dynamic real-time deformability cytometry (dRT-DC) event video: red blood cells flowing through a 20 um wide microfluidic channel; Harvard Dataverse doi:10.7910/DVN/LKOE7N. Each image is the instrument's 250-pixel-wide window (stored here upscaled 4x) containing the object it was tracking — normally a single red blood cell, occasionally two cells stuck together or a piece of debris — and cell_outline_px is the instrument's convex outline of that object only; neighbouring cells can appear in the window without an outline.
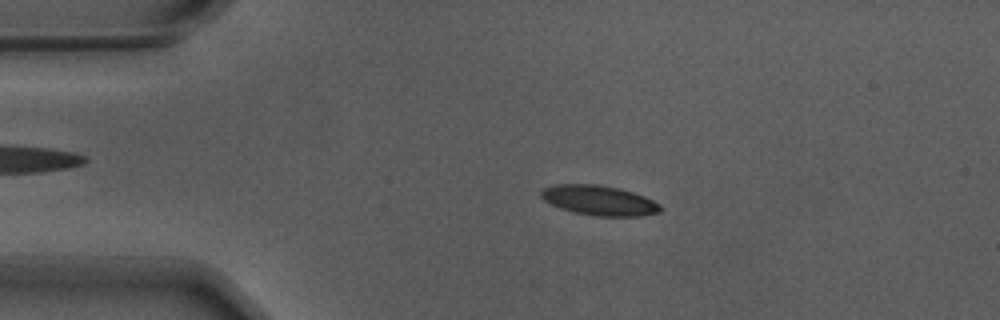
{"species": "Egyptian fruit bat (a non-hibernating species)", "species_latin": "Rousettus aegyptiacus", "temperature_condition": "warm", "stored_images_in_passage": 38, "camera_frame_rate_fps": 3000, "um_per_image_px": 0.085, "animal": {"sex": "male"}, "frame": {"image": 1, "passage_image": 11, "time_ms": 3.333, "image_size_px": [1000, 320], "cell_outline_px": [[660, 212], [640, 216], [596, 216], [572, 212], [560, 208], [544, 200], [540, 196], [540, 192], [544, 188], [556, 184], [596, 184], [620, 188], [644, 196], [660, 204]], "centroid_in_image_um": [50.91, 17.03], "position_along_channel_um": 34.1, "area_um2": 20.75}}
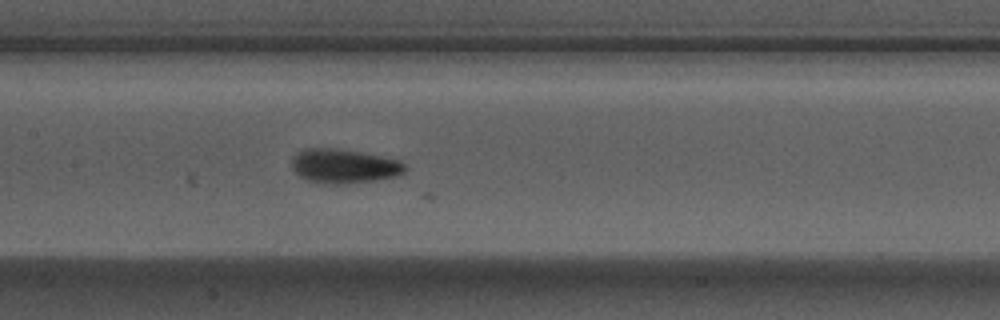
{"frame": {"image": 2, "passage_image": 26, "time_ms": 8.333, "image_size_px": [1000, 320], "cell_outline_px": [[408, 168], [400, 176], [376, 180], [344, 184], [316, 184], [300, 176], [292, 168], [292, 156], [296, 152], [308, 148], [336, 148], [360, 152], [400, 160]], "centroid_in_image_um": [29.24, 14.13], "position_along_channel_um": 178.2, "area_um2": 22.89}}
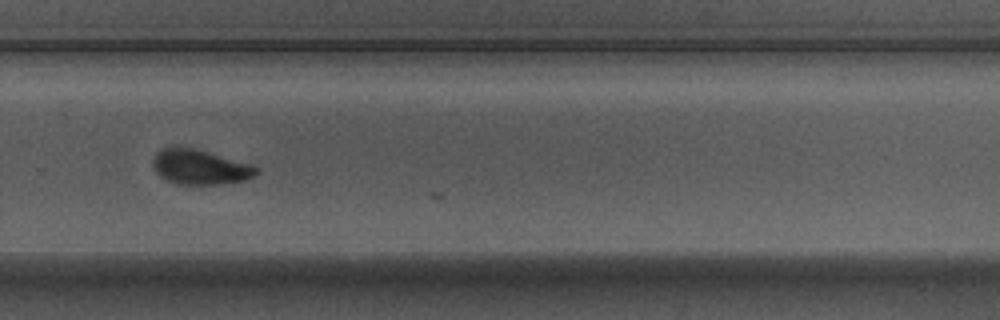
{"frame": {"image": 3, "passage_image": 37, "time_ms": 12.0, "image_size_px": [1000, 320], "cell_outline_px": [[260, 172], [256, 176], [244, 180], [216, 184], [180, 184], [168, 180], [160, 176], [156, 172], [152, 164], [152, 160], [156, 152], [164, 148], [192, 148], [252, 164], [260, 168]], "centroid_in_image_um": [17.03, 14.21], "position_along_channel_um": 312.8, "area_um2": 20.75}}